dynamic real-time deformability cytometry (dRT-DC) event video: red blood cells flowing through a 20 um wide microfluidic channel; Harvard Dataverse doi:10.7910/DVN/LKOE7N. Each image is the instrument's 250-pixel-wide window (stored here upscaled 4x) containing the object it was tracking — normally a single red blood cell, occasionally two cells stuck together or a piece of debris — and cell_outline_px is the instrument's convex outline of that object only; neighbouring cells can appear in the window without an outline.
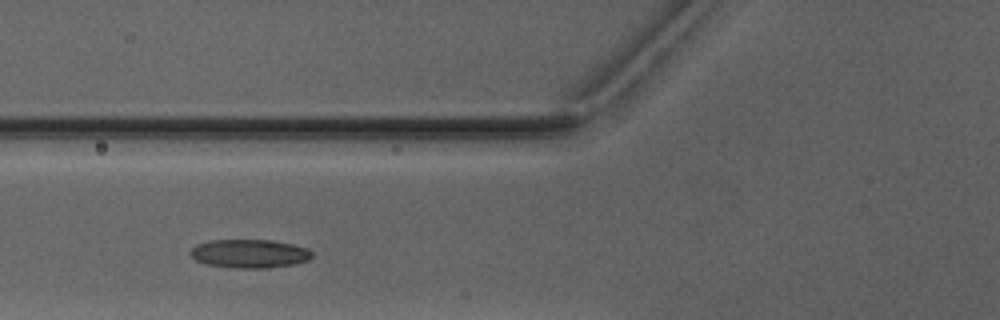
{"species": "Egyptian fruit bat (a non-hibernating species)", "species_latin": "Rousettus aegyptiacus", "temperature_condition": "warm", "stored_images_in_passage": 3, "camera_frame_rate_fps": 3000, "um_per_image_px": 0.085, "animal": {"sex": "male"}, "frame": {"image": 1, "passage_image": 3, "time_ms": 2.333, "image_size_px": [1000, 320], "cell_outline_px": [[312, 256], [308, 260], [296, 264], [268, 268], [236, 268], [208, 264], [196, 260], [192, 256], [192, 248], [196, 244], [212, 240], [272, 240], [292, 244], [308, 248], [312, 252]], "centroid_in_image_um": [21.26, 21.56], "position_along_channel_um": 104.5, "area_um2": 20.17}}